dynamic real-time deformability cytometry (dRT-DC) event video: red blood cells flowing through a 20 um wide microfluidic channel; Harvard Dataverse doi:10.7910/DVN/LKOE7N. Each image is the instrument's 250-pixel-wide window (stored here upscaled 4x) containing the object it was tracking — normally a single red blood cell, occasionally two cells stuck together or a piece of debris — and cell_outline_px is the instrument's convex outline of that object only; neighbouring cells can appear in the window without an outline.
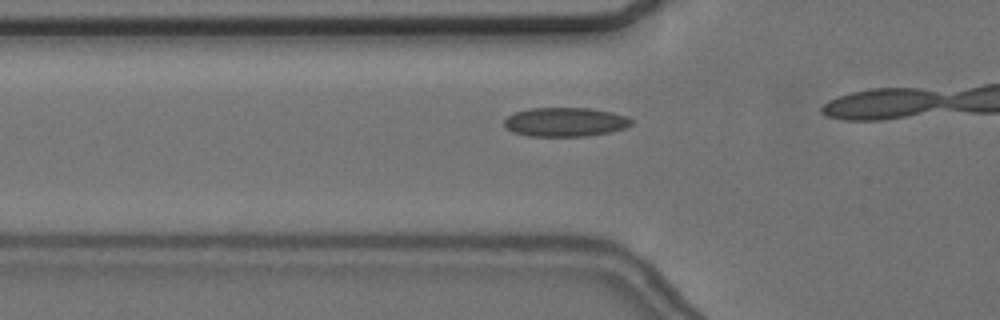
{"species": "common noctule bat (a hibernating species)", "species_latin": "Nyctalus noctula", "temperature_condition": "cold", "stored_images_in_passage": 7, "camera_frame_rate_fps": 3000, "um_per_image_px": 0.085, "animal": {"sex": "female", "body_mass_g": 24.6, "forearm_length_mm": 56.2}, "frame": {"image": 1, "passage_image": 2, "time_ms": 0.333, "image_size_px": [1000, 320], "cell_outline_px": [[632, 124], [624, 128], [608, 132], [584, 136], [528, 136], [512, 132], [504, 128], [504, 120], [508, 116], [516, 112], [528, 108], [592, 108], [612, 112], [628, 116], [632, 120]], "centroid_in_image_um": [48.02, 10.36], "position_along_channel_um": 77.8, "area_um2": 21.62}}
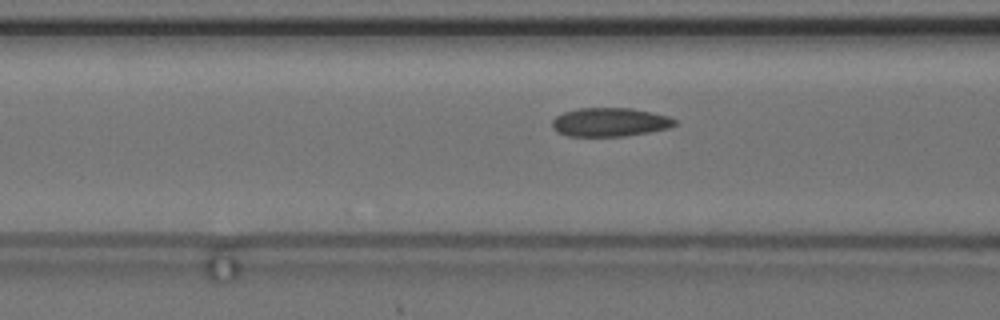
{"frame": {"image": 2, "passage_image": 5, "time_ms": 1.333, "image_size_px": [1000, 320], "cell_outline_px": [[676, 124], [668, 128], [648, 132], [624, 136], [568, 136], [556, 132], [552, 128], [552, 120], [556, 116], [564, 112], [576, 108], [632, 108], [652, 112], [668, 116], [676, 120]], "centroid_in_image_um": [51.81, 10.38], "position_along_channel_um": 114.8, "area_um2": 20.58}}